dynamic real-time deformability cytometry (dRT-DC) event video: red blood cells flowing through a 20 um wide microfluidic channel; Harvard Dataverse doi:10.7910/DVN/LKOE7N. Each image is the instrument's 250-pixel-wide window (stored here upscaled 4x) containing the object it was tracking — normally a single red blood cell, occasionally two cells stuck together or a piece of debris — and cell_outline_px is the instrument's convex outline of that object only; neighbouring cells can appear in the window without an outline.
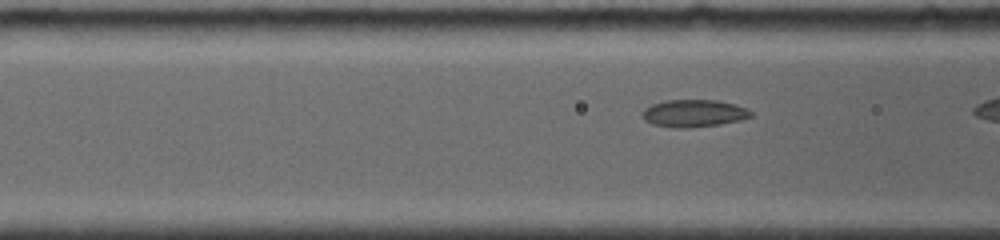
{"species": "common noctule bat (a hibernating species)", "species_latin": "Nyctalus noctula", "temperature_condition": "room temperature", "stored_images_in_passage": 36, "camera_frame_rate_fps": 4000, "um_per_image_px": 0.085, "animal": {"sex": "female", "body_mass_g": 19.0, "forearm_length_mm": 56.7}, "frame": {"image": 1, "passage_image": 5, "time_ms": 1.25, "image_size_px": [1000, 240], "cell_outline_px": [[752, 116], [740, 120], [720, 124], [692, 128], [676, 128], [652, 124], [644, 120], [640, 112], [644, 108], [652, 104], [664, 100], [716, 100], [732, 104], [744, 108], [752, 112]], "centroid_in_image_um": [58.9, 9.64], "position_along_channel_um": 107.7, "area_um2": 17.34}}
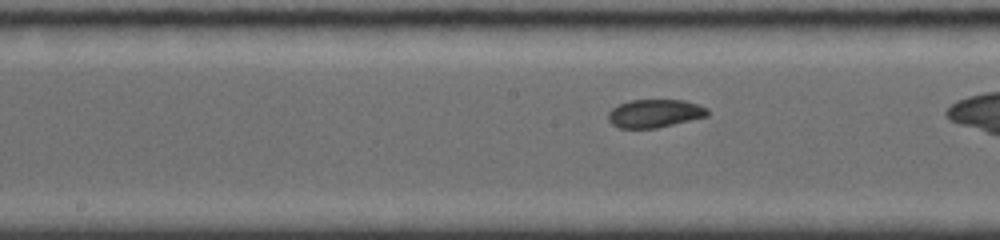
{"frame": {"image": 2, "passage_image": 15, "time_ms": 3.5, "image_size_px": [1000, 240], "cell_outline_px": [[708, 116], [656, 128], [620, 128], [612, 124], [608, 120], [608, 112], [612, 108], [620, 104], [632, 100], [684, 100], [708, 108]], "centroid_in_image_um": [55.64, 9.64], "position_along_channel_um": 192.6, "area_um2": 16.18}}
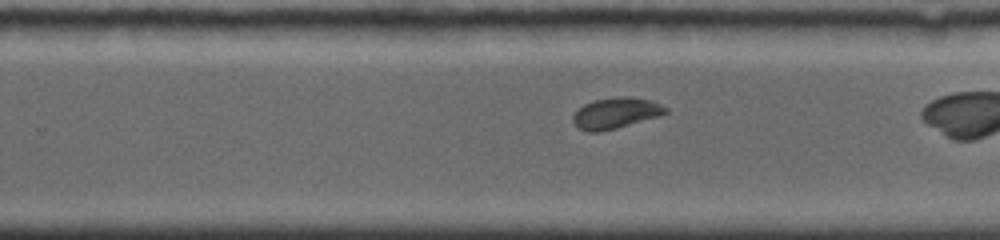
{"frame": {"image": 3, "passage_image": 27, "time_ms": 5.75, "image_size_px": [1000, 240], "cell_outline_px": [[668, 112], [660, 116], [616, 128], [600, 132], [588, 132], [580, 128], [572, 120], [572, 116], [584, 104], [596, 100], [652, 100], [668, 108]], "centroid_in_image_um": [52.34, 9.68], "position_along_channel_um": 277.5, "area_um2": 15.66}}